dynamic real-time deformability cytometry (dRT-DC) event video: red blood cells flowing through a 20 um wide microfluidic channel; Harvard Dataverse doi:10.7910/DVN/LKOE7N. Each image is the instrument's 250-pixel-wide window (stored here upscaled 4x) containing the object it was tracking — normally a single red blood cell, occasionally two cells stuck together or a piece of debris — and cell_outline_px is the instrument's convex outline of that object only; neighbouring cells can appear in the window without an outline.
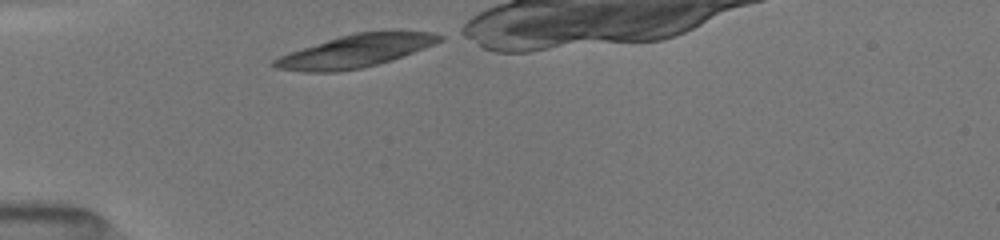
{"species": "common noctule bat (a hibernating species)", "species_latin": "Nyctalus noctula", "temperature_condition": "room temperature", "stored_images_in_passage": 11, "camera_frame_rate_fps": 3000, "um_per_image_px": 0.085, "animal": {"sex": "female", "body_mass_g": 19.5, "forearm_length_mm": 54.1}, "frame": {"image": 1, "passage_image": 1, "time_ms": 0.0, "image_size_px": [1000, 240], "cell_outline_px": [[444, 40], [424, 48], [392, 60], [360, 68], [340, 72], [304, 72], [276, 68], [272, 64], [272, 60], [280, 56], [340, 36], [356, 32], [432, 32], [444, 36]], "centroid_in_image_um": [30.23, 4.36], "position_along_channel_um": 54.8, "area_um2": 30.81}}